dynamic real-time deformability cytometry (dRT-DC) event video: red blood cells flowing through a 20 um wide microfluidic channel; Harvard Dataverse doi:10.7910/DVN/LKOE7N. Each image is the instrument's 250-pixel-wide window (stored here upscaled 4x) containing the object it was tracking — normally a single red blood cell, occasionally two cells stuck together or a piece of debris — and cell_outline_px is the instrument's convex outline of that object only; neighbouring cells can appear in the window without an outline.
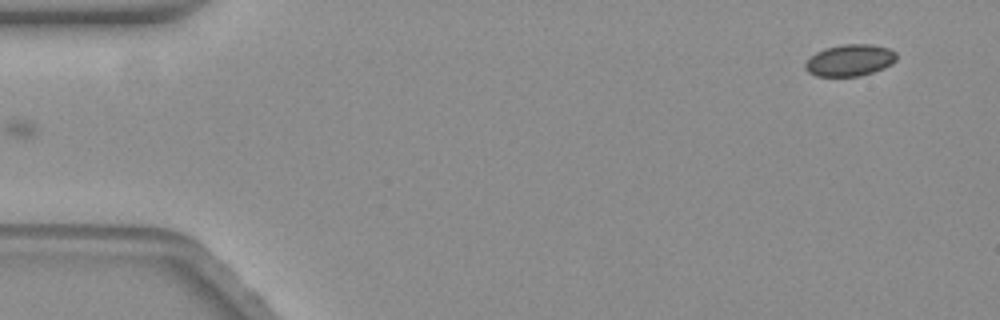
{"species": "common noctule bat (a hibernating species)", "species_latin": "Nyctalus noctula", "temperature_condition": "warm", "stored_images_in_passage": 48, "camera_frame_rate_fps": 3000, "um_per_image_px": 0.085, "animal": {"sex": "female", "body_mass_g": 19.3, "forearm_length_mm": 54.1}, "frame": {"image": 1, "passage_image": 1, "time_ms": 0.0, "image_size_px": [1000, 320], "cell_outline_px": [[896, 60], [892, 64], [884, 68], [860, 76], [816, 76], [808, 72], [804, 68], [804, 64], [816, 52], [824, 48], [844, 44], [872, 44], [888, 48], [896, 52]], "centroid_in_image_um": [72.24, 5.12], "position_along_channel_um": 12.8, "area_um2": 16.88}}
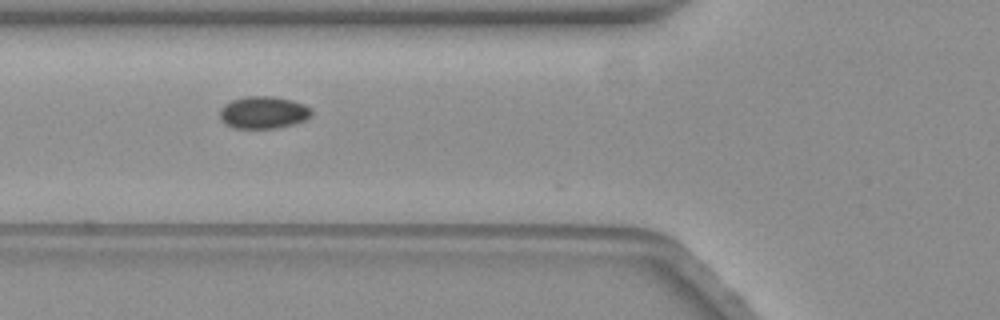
{"frame": {"image": 2, "passage_image": 19, "time_ms": 6.0, "image_size_px": [1000, 320], "cell_outline_px": [[312, 116], [304, 120], [292, 124], [276, 128], [236, 128], [224, 124], [220, 116], [220, 108], [224, 104], [232, 100], [244, 96], [276, 96], [292, 100], [304, 104], [312, 108]], "centroid_in_image_um": [22.39, 9.54], "position_along_channel_um": 103.4, "area_um2": 17.4}}
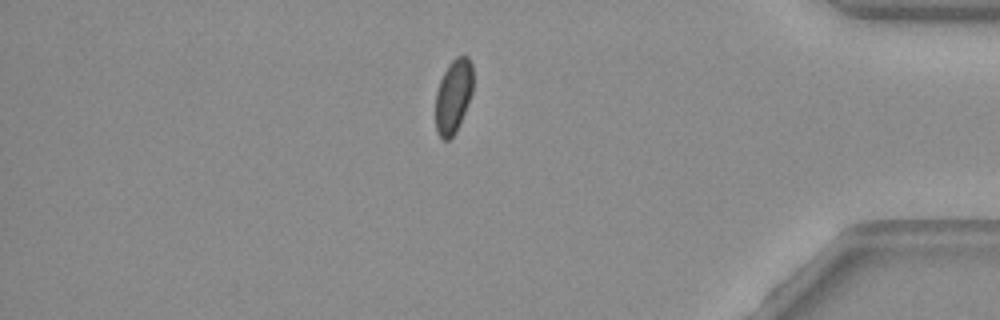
{"frame": {"image": 3, "passage_image": 47, "time_ms": 15.333, "image_size_px": [1000, 320], "cell_outline_px": [[472, 92], [468, 104], [456, 132], [448, 140], [444, 140], [440, 136], [436, 128], [436, 92], [440, 80], [448, 64], [456, 56], [468, 56], [472, 64]], "centroid_in_image_um": [38.54, 8.15], "position_along_channel_um": 396.7, "area_um2": 16.07}}